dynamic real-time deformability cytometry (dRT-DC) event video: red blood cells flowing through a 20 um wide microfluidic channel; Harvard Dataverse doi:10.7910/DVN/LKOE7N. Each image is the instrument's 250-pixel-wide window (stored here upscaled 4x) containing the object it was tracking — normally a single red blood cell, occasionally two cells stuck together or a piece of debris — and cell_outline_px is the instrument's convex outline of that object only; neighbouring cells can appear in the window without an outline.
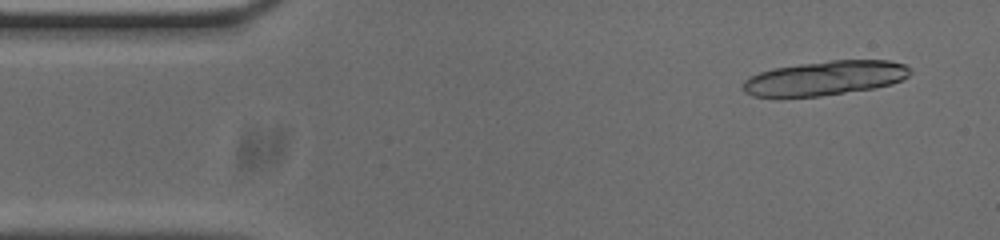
{"species": "common noctule bat (a hibernating species)", "species_latin": "Nyctalus noctula", "temperature_condition": "cold", "stored_images_in_passage": 15, "camera_frame_rate_fps": 3000, "um_per_image_px": 0.085, "animal": {"sex": "male", "body_mass_g": 20.0, "forearm_length_mm": 53.3}, "frame": {"image": 1, "passage_image": 3, "time_ms": 0.667, "image_size_px": [1000, 240], "cell_outline_px": [[912, 72], [908, 76], [892, 84], [876, 88], [820, 96], [752, 96], [744, 92], [744, 80], [760, 72], [776, 68], [800, 64], [832, 60], [888, 60], [904, 64], [912, 68]], "centroid_in_image_um": [70.2, 6.63], "position_along_channel_um": 14.8, "area_um2": 33.23}}